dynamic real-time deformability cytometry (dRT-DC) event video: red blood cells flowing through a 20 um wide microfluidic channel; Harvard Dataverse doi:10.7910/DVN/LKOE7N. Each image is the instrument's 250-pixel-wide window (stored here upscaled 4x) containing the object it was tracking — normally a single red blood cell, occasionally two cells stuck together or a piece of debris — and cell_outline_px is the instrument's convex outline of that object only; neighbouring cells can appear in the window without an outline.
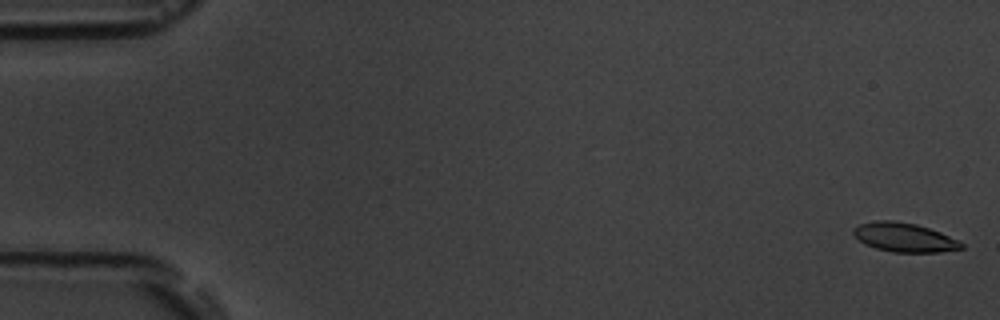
{"species": "common noctule bat (a hibernating species)", "species_latin": "Nyctalus noctula", "temperature_condition": "room temperature", "stored_images_in_passage": 9, "camera_frame_rate_fps": 3000, "um_per_image_px": 0.085, "animal": {"sex": "male", "body_mass_g": 19.5, "forearm_length_mm": 54.6}, "frame": {"image": 1, "passage_image": 1, "time_ms": 0.0, "image_size_px": [1000, 320], "cell_outline_px": [[964, 248], [940, 252], [892, 252], [876, 248], [864, 244], [852, 232], [852, 228], [860, 224], [876, 220], [892, 220], [916, 224], [940, 232], [960, 240], [964, 244]], "centroid_in_image_um": [76.88, 20.18], "position_along_channel_um": 8.1, "area_um2": 18.32}}
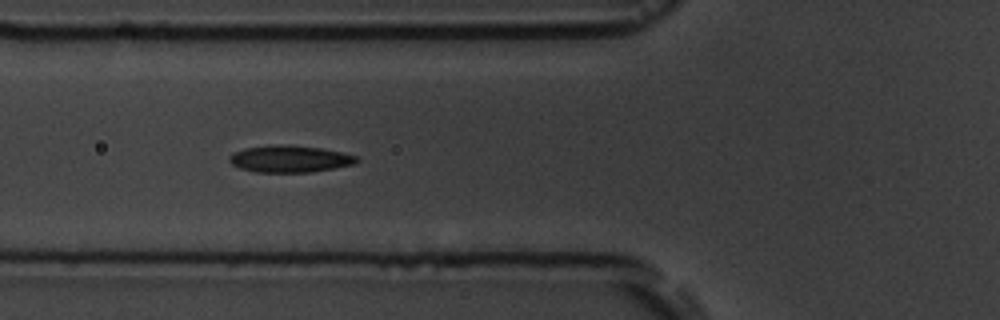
{"frame": {"image": 2, "passage_image": 7, "time_ms": 6.667, "image_size_px": [1000, 320], "cell_outline_px": [[360, 160], [352, 164], [312, 172], [256, 172], [240, 168], [232, 164], [228, 160], [228, 156], [232, 152], [244, 148], [276, 144], [280, 144], [320, 148], [340, 152], [356, 156]], "centroid_in_image_um": [24.56, 13.5], "position_along_channel_um": 101.2, "area_um2": 19.83}}
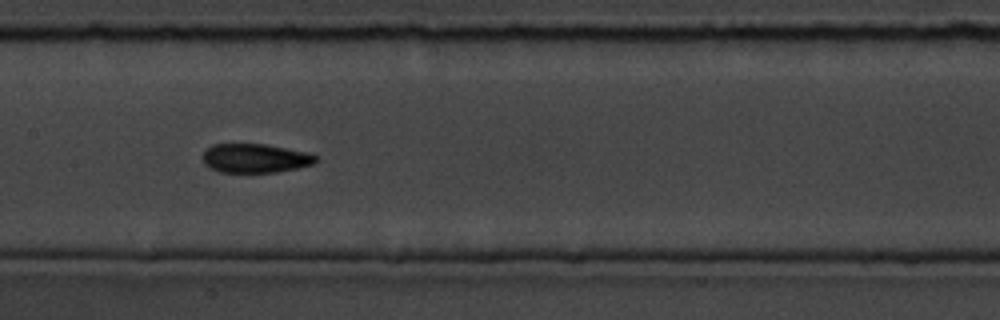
{"frame": {"image": 3, "passage_image": 9, "time_ms": 9.0, "image_size_px": [1000, 320], "cell_outline_px": [[320, 160], [312, 164], [296, 168], [276, 172], [220, 172], [204, 164], [204, 152], [212, 144], [264, 144], [308, 152], [316, 156]], "centroid_in_image_um": [21.72, 13.45], "position_along_channel_um": 185.7, "area_um2": 18.96}}